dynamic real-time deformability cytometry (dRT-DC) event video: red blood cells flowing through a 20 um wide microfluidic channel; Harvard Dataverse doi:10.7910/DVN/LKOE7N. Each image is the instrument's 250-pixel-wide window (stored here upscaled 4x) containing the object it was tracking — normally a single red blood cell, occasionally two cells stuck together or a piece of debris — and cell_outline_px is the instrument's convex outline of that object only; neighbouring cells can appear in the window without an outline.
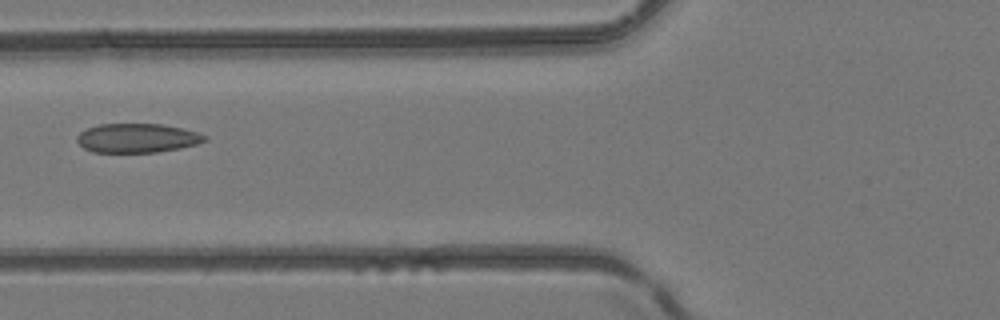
{"species": "common noctule bat (a hibernating species)", "species_latin": "Nyctalus noctula", "temperature_condition": "room temperature", "stored_images_in_passage": 6, "camera_frame_rate_fps": 3000, "um_per_image_px": 0.085, "animal": {"sex": "female", "body_mass_g": 24.6, "forearm_length_mm": 56.2}, "frame": {"image": 1, "passage_image": 6, "time_ms": 5.667, "image_size_px": [1000, 320], "cell_outline_px": [[208, 140], [196, 144], [180, 148], [156, 152], [92, 152], [84, 148], [76, 140], [76, 136], [80, 132], [88, 128], [100, 124], [160, 124], [180, 128], [196, 132], [208, 136]], "centroid_in_image_um": [11.65, 11.74], "position_along_channel_um": 114.1, "area_um2": 21.56}}